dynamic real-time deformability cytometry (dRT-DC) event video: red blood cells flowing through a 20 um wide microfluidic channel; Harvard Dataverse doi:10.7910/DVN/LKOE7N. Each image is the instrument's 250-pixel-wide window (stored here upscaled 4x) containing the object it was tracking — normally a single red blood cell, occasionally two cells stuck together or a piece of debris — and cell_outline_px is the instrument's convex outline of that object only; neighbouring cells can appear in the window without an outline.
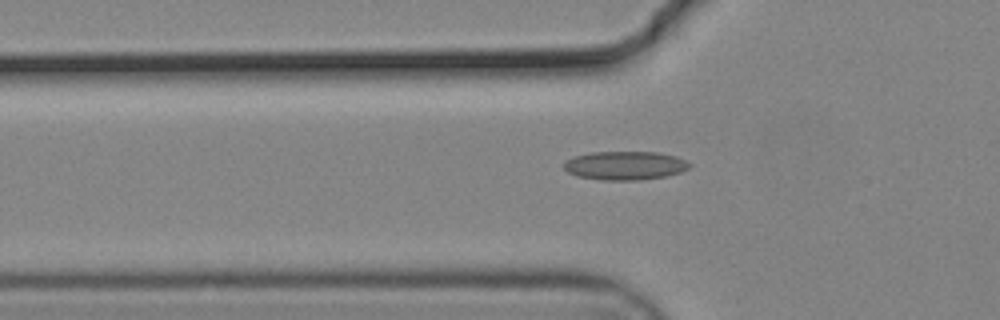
{"species": "common noctule bat (a hibernating species)", "species_latin": "Nyctalus noctula", "temperature_condition": "cold", "stored_images_in_passage": 42, "camera_frame_rate_fps": 3000, "um_per_image_px": 0.085, "animal": {"sex": "male", "body_mass_g": 19.2, "forearm_length_mm": 51.8}, "frame": {"image": 1, "passage_image": 5, "time_ms": 1.333, "image_size_px": [1000, 320], "cell_outline_px": [[692, 164], [688, 168], [680, 172], [668, 176], [640, 180], [600, 180], [576, 176], [568, 172], [564, 168], [564, 160], [572, 156], [592, 152], [656, 152], [676, 156]], "centroid_in_image_um": [53.09, 14.07], "position_along_channel_um": 72.7, "area_um2": 21.15}}
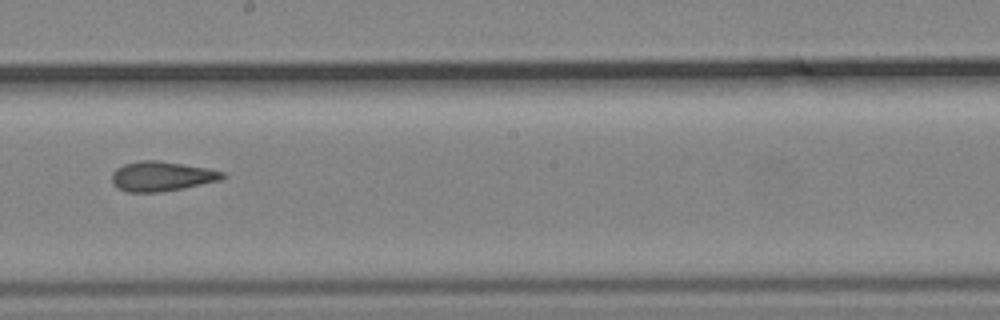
{"frame": {"image": 2, "passage_image": 18, "time_ms": 5.667, "image_size_px": [1000, 320], "cell_outline_px": [[228, 176], [220, 180], [184, 188], [160, 192], [124, 192], [112, 184], [112, 172], [116, 168], [124, 164], [140, 160], [160, 160], [208, 168], [224, 172]], "centroid_in_image_um": [13.73, 14.98], "position_along_channel_um": 234.5, "area_um2": 19.42}}
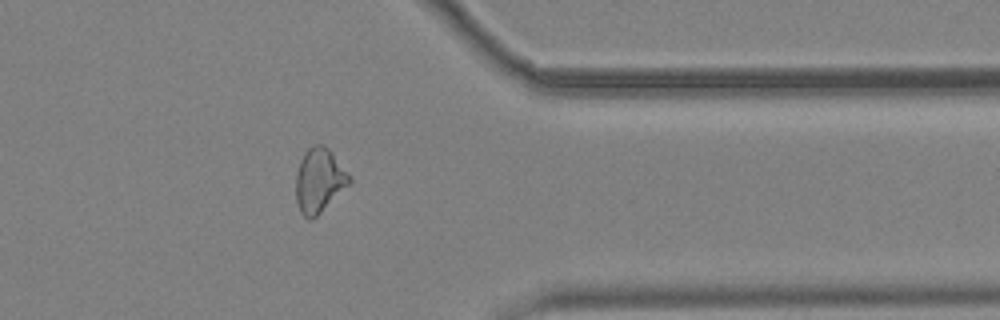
{"frame": {"image": 3, "passage_image": 31, "time_ms": 10.0, "image_size_px": [1000, 320], "cell_outline_px": [[352, 184], [312, 220], [308, 220], [300, 212], [296, 200], [296, 176], [300, 160], [304, 152], [308, 148], [316, 144], [320, 144], [328, 148], [332, 152], [352, 176]], "centroid_in_image_um": [27.17, 15.35], "position_along_channel_um": 384.2, "area_um2": 20.4}}